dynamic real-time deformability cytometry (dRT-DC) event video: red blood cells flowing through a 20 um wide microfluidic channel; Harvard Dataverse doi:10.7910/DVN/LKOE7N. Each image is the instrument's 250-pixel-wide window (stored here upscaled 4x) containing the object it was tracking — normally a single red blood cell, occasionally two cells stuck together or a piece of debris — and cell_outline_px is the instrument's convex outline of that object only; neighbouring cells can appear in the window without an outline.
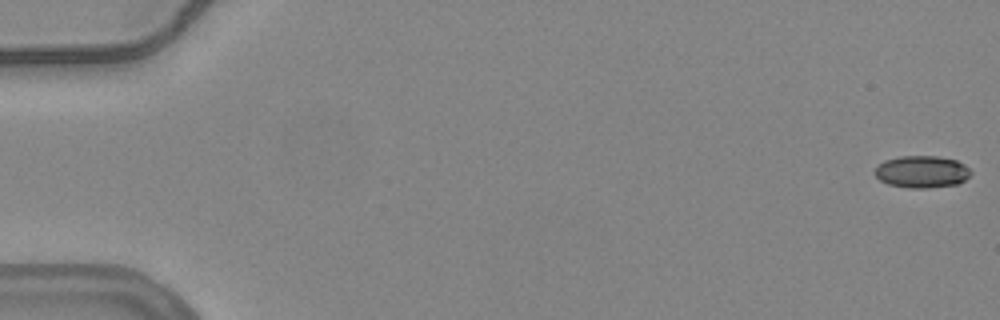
{"species": "common noctule bat (a hibernating species)", "species_latin": "Nyctalus noctula", "temperature_condition": "warm", "stored_images_in_passage": 56, "camera_frame_rate_fps": 3000, "um_per_image_px": 0.085, "animal": {"sex": "female", "body_mass_g": 24.6, "forearm_length_mm": 56.2}, "frame": {"image": 1, "passage_image": 1, "time_ms": 0.0, "image_size_px": [1000, 320], "cell_outline_px": [[972, 172], [964, 180], [956, 184], [928, 188], [908, 188], [888, 184], [880, 180], [872, 172], [884, 160], [900, 156], [936, 156], [956, 160], [964, 164]], "centroid_in_image_um": [78.33, 14.6], "position_along_channel_um": 6.7, "area_um2": 17.92}}
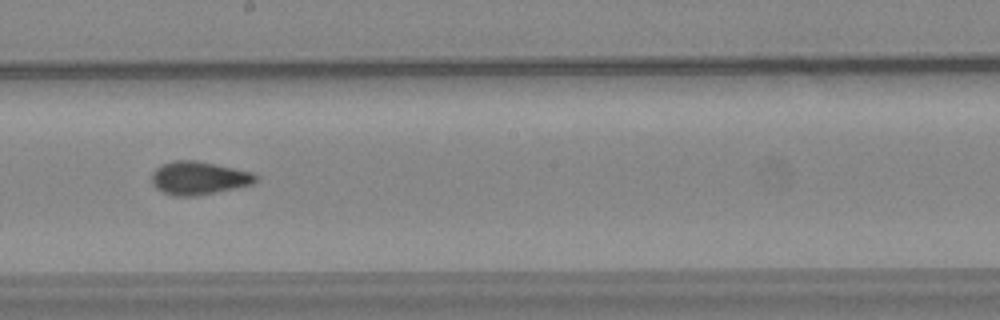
{"frame": {"image": 2, "passage_image": 32, "time_ms": 10.333, "image_size_px": [1000, 320], "cell_outline_px": [[260, 176], [252, 184], [196, 196], [172, 196], [156, 188], [152, 184], [152, 172], [156, 168], [164, 164], [176, 160], [196, 160], [252, 172]], "centroid_in_image_um": [16.89, 15.13], "position_along_channel_um": 231.3, "area_um2": 19.94}}
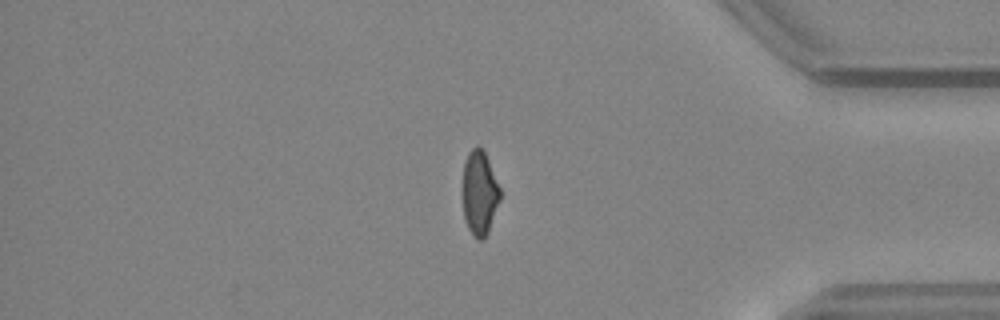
{"frame": {"image": 3, "passage_image": 47, "time_ms": 15.333, "image_size_px": [1000, 320], "cell_outline_px": [[500, 200], [488, 232], [480, 240], [472, 236], [468, 228], [464, 216], [464, 164], [468, 152], [476, 144], [484, 152], [488, 160], [500, 188]], "centroid_in_image_um": [40.77, 16.4], "position_along_channel_um": 394.4, "area_um2": 17.98}}